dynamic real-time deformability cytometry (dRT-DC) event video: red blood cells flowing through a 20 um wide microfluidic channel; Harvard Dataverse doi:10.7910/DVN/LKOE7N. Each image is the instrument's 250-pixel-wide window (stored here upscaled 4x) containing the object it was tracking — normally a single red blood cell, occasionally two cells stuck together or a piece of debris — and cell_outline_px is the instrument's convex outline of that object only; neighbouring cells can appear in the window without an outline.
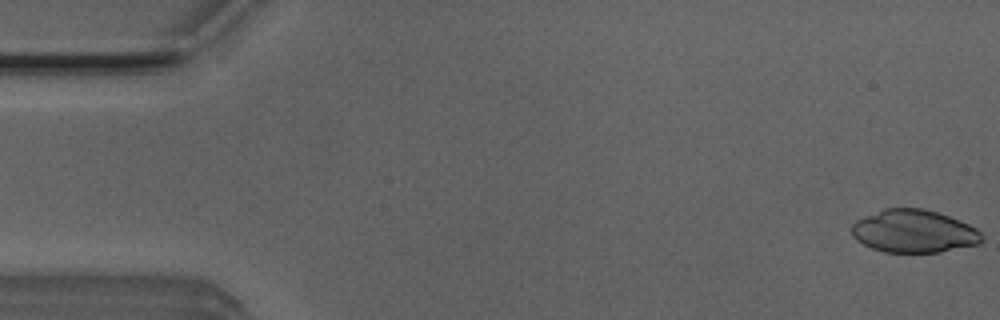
{"species": "Egyptian fruit bat (a non-hibernating species)", "species_latin": "Rousettus aegyptiacus", "temperature_condition": "room temperature", "stored_images_in_passage": 3, "camera_frame_rate_fps": 3000, "um_per_image_px": 0.085, "animal": {"sex": "male"}, "frame": {"image": 1, "passage_image": 1, "time_ms": 0.0, "image_size_px": [1000, 320], "cell_outline_px": [[984, 240], [980, 244], [940, 252], [884, 252], [872, 248], [856, 240], [852, 236], [852, 224], [856, 220], [864, 216], [884, 208], [924, 208], [960, 220], [976, 228], [984, 236]], "centroid_in_image_um": [77.69, 19.66], "position_along_channel_um": 7.3, "area_um2": 32.66}}